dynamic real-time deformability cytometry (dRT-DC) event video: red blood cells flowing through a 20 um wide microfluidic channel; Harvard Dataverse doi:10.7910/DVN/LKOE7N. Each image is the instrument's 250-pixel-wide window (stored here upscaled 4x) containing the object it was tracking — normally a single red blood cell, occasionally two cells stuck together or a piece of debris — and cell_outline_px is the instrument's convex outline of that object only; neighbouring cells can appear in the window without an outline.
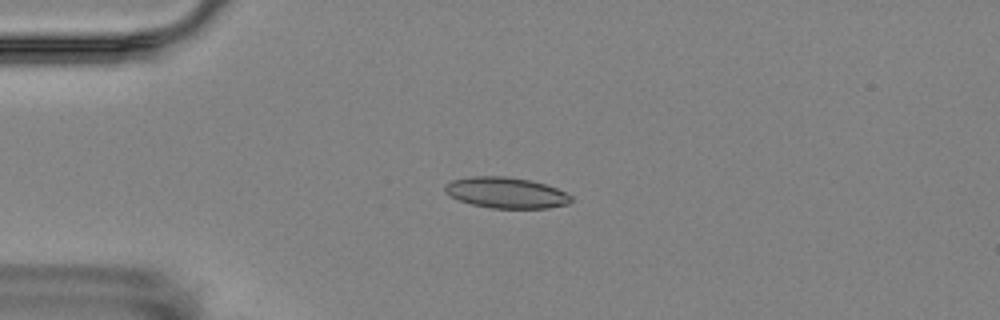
{"species": "Egyptian fruit bat (a non-hibernating species)", "species_latin": "Rousettus aegyptiacus", "temperature_condition": "room temperature", "stored_images_in_passage": 4, "camera_frame_rate_fps": 3000, "um_per_image_px": 0.085, "animal": {"sex": "female"}, "frame": {"image": 1, "passage_image": 3, "time_ms": 2.333, "image_size_px": [1000, 320], "cell_outline_px": [[572, 200], [568, 204], [548, 208], [492, 208], [472, 204], [460, 200], [444, 192], [444, 184], [452, 180], [472, 176], [504, 176], [532, 180], [556, 188], [572, 196]], "centroid_in_image_um": [43.01, 16.37], "position_along_channel_um": 42.0, "area_um2": 22.66}}